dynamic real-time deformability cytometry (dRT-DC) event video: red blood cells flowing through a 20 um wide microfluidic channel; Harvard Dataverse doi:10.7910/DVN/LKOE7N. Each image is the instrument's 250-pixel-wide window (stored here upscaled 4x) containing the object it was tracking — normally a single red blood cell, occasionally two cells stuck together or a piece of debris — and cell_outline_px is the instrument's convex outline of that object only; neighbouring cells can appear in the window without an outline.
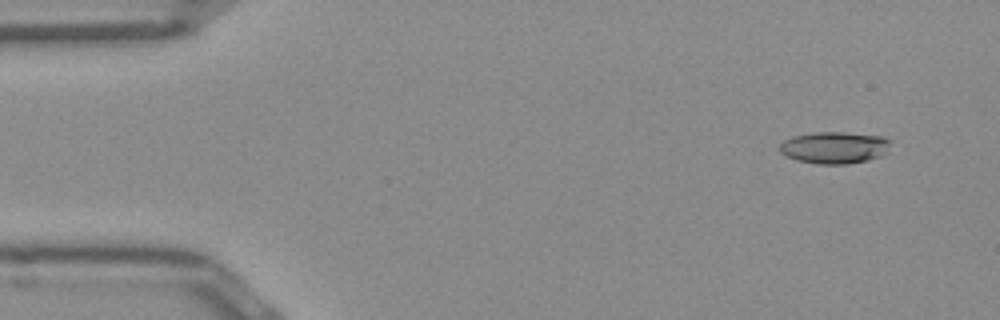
{"species": "Egyptian fruit bat (a non-hibernating species)", "species_latin": "Rousettus aegyptiacus", "temperature_condition": "room temperature", "stored_images_in_passage": 16, "camera_frame_rate_fps": 3000, "um_per_image_px": 0.085, "frame": {"image": 1, "passage_image": 4, "time_ms": 1.0, "image_size_px": [1000, 320], "cell_outline_px": [[892, 140], [880, 156], [868, 160], [844, 164], [820, 164], [796, 160], [780, 152], [780, 144], [784, 140], [792, 136], [816, 132], [844, 132], [880, 136]], "centroid_in_image_um": [70.89, 12.53], "position_along_channel_um": 14.1, "area_um2": 20.35}}
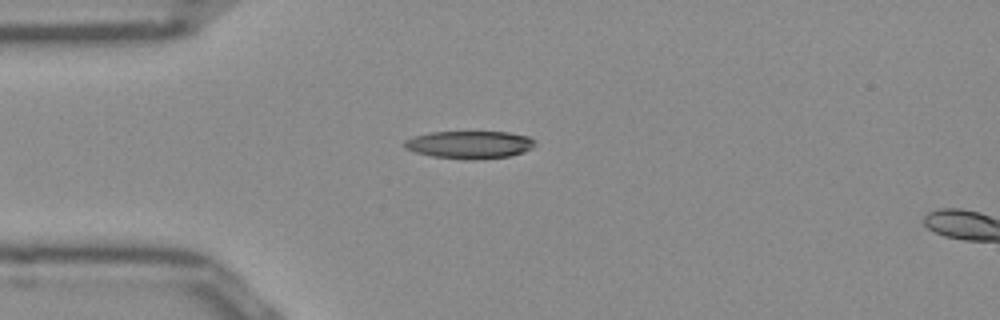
{"frame": {"image": 2, "passage_image": 13, "time_ms": 4.0, "image_size_px": [1000, 320], "cell_outline_px": [[536, 140], [532, 148], [524, 152], [508, 156], [432, 156], [416, 152], [404, 148], [404, 140], [412, 136], [432, 132], [508, 132], [528, 136]], "centroid_in_image_um": [39.9, 12.23], "position_along_channel_um": 45.1, "area_um2": 19.94}}